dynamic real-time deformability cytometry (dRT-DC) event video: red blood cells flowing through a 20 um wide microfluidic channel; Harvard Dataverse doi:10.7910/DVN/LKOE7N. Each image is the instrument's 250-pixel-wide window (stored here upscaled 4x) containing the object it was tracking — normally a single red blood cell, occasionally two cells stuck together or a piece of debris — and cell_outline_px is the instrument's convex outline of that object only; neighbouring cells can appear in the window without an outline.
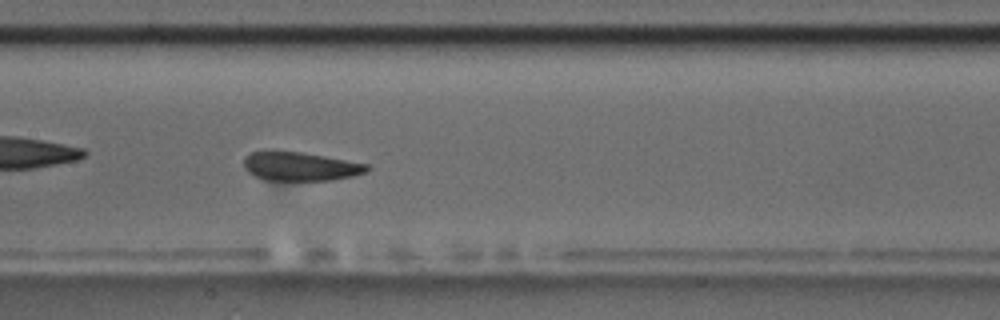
{"species": "common noctule bat (a hibernating species)", "species_latin": "Nyctalus noctula", "temperature_condition": "room temperature", "stored_images_in_passage": 41, "camera_frame_rate_fps": 3000, "um_per_image_px": 0.085, "animal": {"sex": "male", "body_mass_g": 17.5, "forearm_length_mm": 52.3}, "frame": {"image": 1, "passage_image": 12, "time_ms": 3.667, "image_size_px": [1000, 320], "cell_outline_px": [[372, 168], [364, 172], [352, 176], [332, 180], [264, 180], [248, 172], [244, 168], [244, 156], [252, 152], [268, 148], [300, 152], [324, 156], [368, 164]], "centroid_in_image_um": [25.45, 14.11], "position_along_channel_um": 181.9, "area_um2": 21.04}, "authors_computed_cell_mechanics": {"area_um2": 21.964, "velocity_mm_per_s": 3.5424, "shape_relaxation_time_tau1_ms": 6.6243, "shape_relaxation_time_tau2_ms": 1.6254, "deformation_change_tau1": 0.1338, "deformation_change_tau2": 0.0605}}